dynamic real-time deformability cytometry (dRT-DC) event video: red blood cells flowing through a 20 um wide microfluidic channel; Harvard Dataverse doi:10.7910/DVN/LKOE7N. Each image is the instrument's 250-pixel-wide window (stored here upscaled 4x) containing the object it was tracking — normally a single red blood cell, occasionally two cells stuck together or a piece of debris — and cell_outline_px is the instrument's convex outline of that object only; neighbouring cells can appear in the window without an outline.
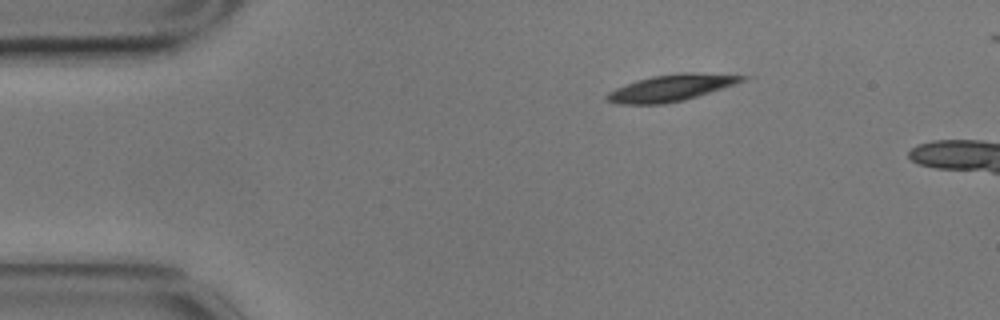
{"species": "common noctule bat (a hibernating species)", "species_latin": "Nyctalus noctula", "temperature_condition": "cold", "stored_images_in_passage": 46, "camera_frame_rate_fps": 3000, "um_per_image_px": 0.085, "animal": {"sex": "male", "body_mass_g": 17.9}, "frame": {"image": 1, "passage_image": 1, "time_ms": 0.0, "image_size_px": [1000, 320], "cell_outline_px": [[756, 76], [684, 100], [664, 104], [620, 104], [608, 100], [604, 96], [608, 92], [616, 88], [636, 80], [652, 76], [680, 72], [696, 72]], "centroid_in_image_um": [57.05, 7.45], "position_along_channel_um": 28.0, "area_um2": 20.81}}
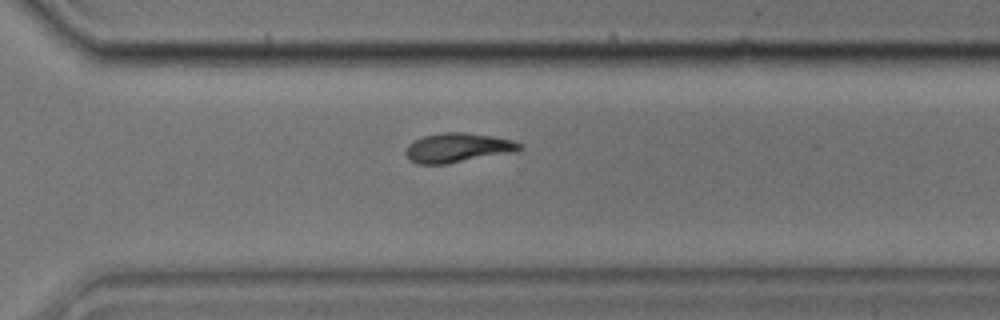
{"frame": {"image": 2, "passage_image": 32, "time_ms": 10.333, "image_size_px": [1000, 320], "cell_outline_px": [[524, 148], [516, 152], [448, 164], [416, 164], [408, 160], [404, 152], [408, 144], [424, 136], [440, 132], [464, 132], [492, 136], [512, 140], [524, 144]], "centroid_in_image_um": [38.93, 12.57], "position_along_channel_um": 331.7, "area_um2": 19.88}}
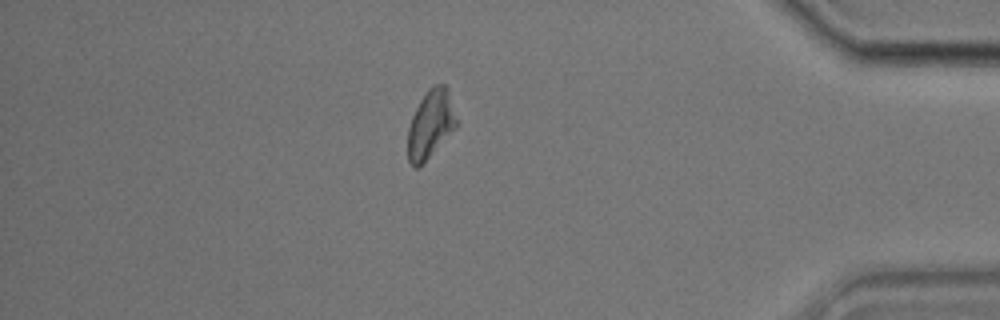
{"frame": {"image": 3, "passage_image": 41, "time_ms": 13.333, "image_size_px": [1000, 320], "cell_outline_px": [[460, 124], [424, 164], [420, 168], [412, 168], [408, 160], [408, 128], [412, 116], [420, 100], [428, 88], [432, 84], [444, 84], [448, 88], [460, 120]], "centroid_in_image_um": [36.65, 10.57], "position_along_channel_um": 398.6, "area_um2": 20.23}, "authors_computed_cell_mechanics": {"area_um2": 19.8254, "velocity_mm_per_s": 3.4575, "shape_relaxation_time_tau1_ms": 5.6411, "shape_relaxation_time_tau2_ms": 6.5967, "deformation_change_tau1": 0.1456, "deformation_change_tau2": 0.1303}}